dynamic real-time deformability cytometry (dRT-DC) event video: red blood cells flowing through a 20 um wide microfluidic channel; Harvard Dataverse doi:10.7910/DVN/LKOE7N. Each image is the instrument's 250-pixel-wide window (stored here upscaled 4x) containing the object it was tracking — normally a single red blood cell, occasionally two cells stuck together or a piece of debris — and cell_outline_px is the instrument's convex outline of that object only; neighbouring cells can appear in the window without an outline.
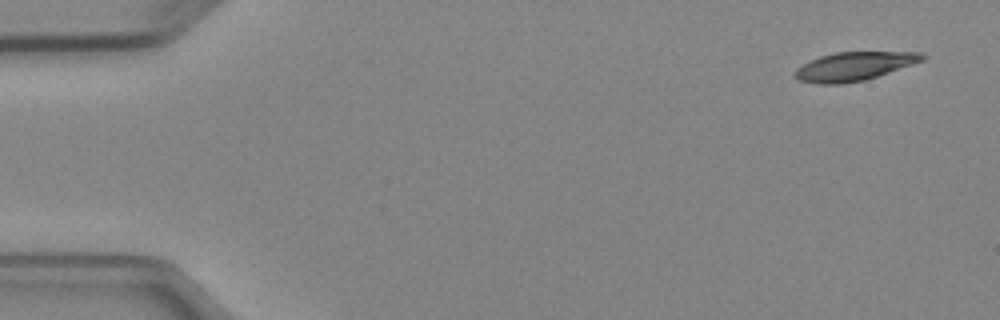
{"species": "Egyptian fruit bat (a non-hibernating species)", "species_latin": "Rousettus aegyptiacus", "temperature_condition": "cold", "stored_images_in_passage": 5, "camera_frame_rate_fps": 3000, "um_per_image_px": 0.085, "animal": {"sex": "female"}, "frame": {"image": 1, "passage_image": 1, "time_ms": 0.0, "image_size_px": [1000, 320], "cell_outline_px": [[928, 56], [924, 60], [864, 80], [844, 84], [816, 84], [800, 80], [792, 76], [792, 72], [796, 68], [820, 56], [836, 52], [920, 52]], "centroid_in_image_um": [72.56, 5.64], "position_along_channel_um": 12.4, "area_um2": 21.15}}
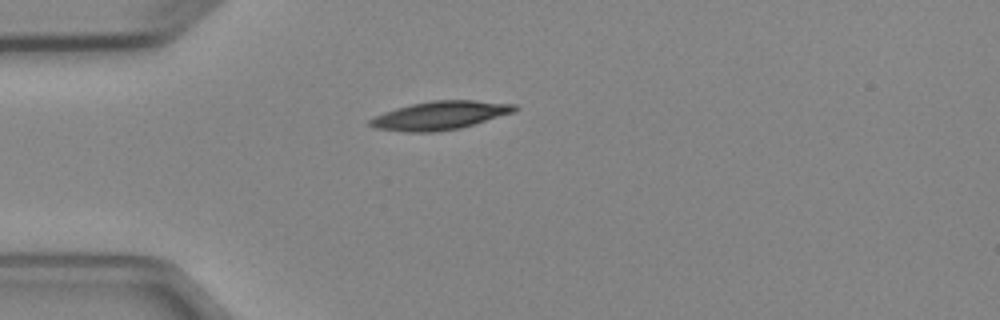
{"frame": {"image": 2, "passage_image": 4, "time_ms": 3.667, "image_size_px": [1000, 320], "cell_outline_px": [[520, 108], [516, 112], [460, 128], [436, 132], [404, 132], [372, 128], [368, 124], [368, 120], [372, 116], [396, 108], [412, 104], [432, 100], [476, 100], [516, 104]], "centroid_in_image_um": [37.4, 9.81], "position_along_channel_um": 47.6, "area_um2": 24.33}}